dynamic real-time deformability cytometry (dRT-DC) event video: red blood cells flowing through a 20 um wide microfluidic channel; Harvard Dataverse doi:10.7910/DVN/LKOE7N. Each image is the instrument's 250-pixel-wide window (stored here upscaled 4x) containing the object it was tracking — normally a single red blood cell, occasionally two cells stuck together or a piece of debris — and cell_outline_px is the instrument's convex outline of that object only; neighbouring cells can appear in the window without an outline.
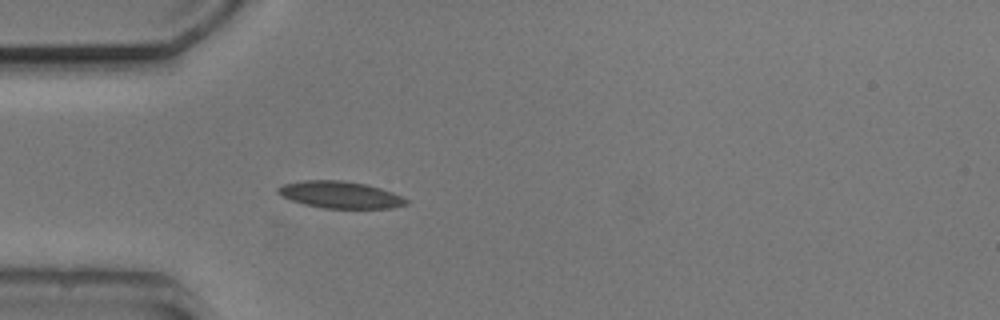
{"species": "common noctule bat (a hibernating species)", "species_latin": "Nyctalus noctula", "temperature_condition": "cold", "stored_images_in_passage": 4, "camera_frame_rate_fps": 3000, "um_per_image_px": 0.085, "animal": {"sex": "male", "body_mass_g": 20.5, "forearm_length_mm": 52.5}, "frame": {"image": 1, "passage_image": 4, "time_ms": 3.333, "image_size_px": [1000, 320], "cell_outline_px": [[408, 204], [392, 208], [324, 208], [304, 204], [280, 196], [276, 192], [276, 188], [284, 184], [304, 180], [344, 180], [368, 184], [392, 192], [408, 200]], "centroid_in_image_um": [28.9, 16.55], "position_along_channel_um": 56.1, "area_um2": 20.17}}